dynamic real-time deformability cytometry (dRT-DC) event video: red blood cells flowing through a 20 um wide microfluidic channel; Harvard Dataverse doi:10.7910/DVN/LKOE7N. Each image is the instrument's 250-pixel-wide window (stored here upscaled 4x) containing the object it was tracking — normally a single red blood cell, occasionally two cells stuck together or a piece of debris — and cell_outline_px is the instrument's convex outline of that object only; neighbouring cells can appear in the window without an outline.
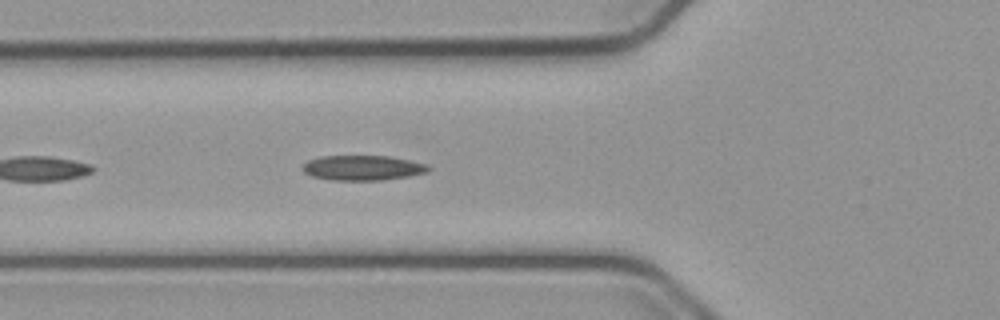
{"species": "common noctule bat (a hibernating species)", "species_latin": "Nyctalus noctula", "temperature_condition": "cold", "stored_images_in_passage": 11, "camera_frame_rate_fps": 3000, "um_per_image_px": 0.085, "animal": {"sex": "male", "body_mass_g": 23.1, "forearm_length_mm": 52.7}, "frame": {"image": 1, "passage_image": 5, "time_ms": 1.333, "image_size_px": [1000, 320], "cell_outline_px": [[432, 168], [428, 172], [408, 176], [384, 180], [332, 180], [312, 176], [304, 172], [300, 168], [308, 160], [320, 156], [388, 156], [428, 164]], "centroid_in_image_um": [30.83, 14.26], "position_along_channel_um": 95.0, "area_um2": 18.38}}